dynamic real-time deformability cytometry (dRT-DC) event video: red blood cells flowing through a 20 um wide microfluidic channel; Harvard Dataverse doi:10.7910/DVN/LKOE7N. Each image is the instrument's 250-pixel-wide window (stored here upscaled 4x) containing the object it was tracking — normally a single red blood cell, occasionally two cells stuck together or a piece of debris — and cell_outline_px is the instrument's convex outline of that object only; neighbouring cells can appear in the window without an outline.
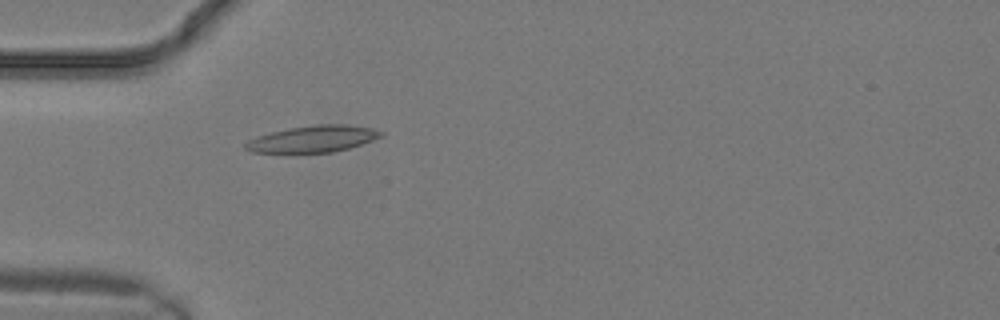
{"species": "common noctule bat (a hibernating species)", "species_latin": "Nyctalus noctula", "temperature_condition": "warm", "stored_images_in_passage": 1, "camera_frame_rate_fps": 3000, "um_per_image_px": 0.085, "animal": {"sex": "male", "body_mass_g": 19.2, "forearm_length_mm": 51.8}, "frame": {"image": 1, "passage_image": 1, "time_ms": 0.0, "image_size_px": [1000, 320], "cell_outline_px": [[384, 136], [348, 148], [332, 152], [252, 152], [244, 148], [244, 144], [248, 140], [256, 136], [288, 128], [316, 124], [344, 124], [372, 128], [384, 132]], "centroid_in_image_um": [26.6, 11.79], "position_along_channel_um": 58.4, "area_um2": 20.87}}